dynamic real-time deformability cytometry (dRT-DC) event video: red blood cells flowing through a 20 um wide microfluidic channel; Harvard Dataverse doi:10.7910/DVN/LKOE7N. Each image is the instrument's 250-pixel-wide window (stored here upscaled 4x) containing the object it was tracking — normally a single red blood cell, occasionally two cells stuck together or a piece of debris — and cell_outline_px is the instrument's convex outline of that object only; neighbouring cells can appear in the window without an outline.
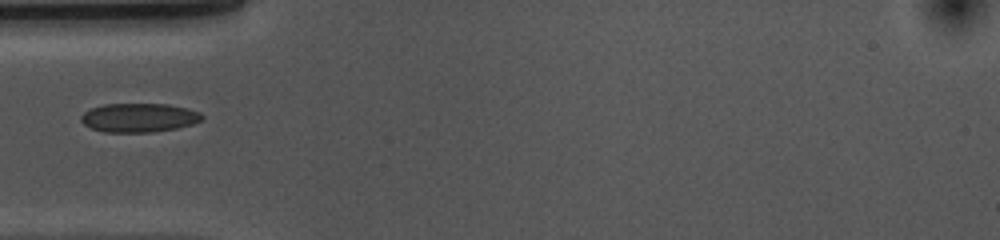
{"species": "common noctule bat (a hibernating species)", "species_latin": "Nyctalus noctula", "temperature_condition": "cold", "stored_images_in_passage": 38, "camera_frame_rate_fps": 3000, "um_per_image_px": 0.085, "animal": {"sex": "female", "body_mass_g": 10.0, "forearm_length_mm": 53.1}, "frame": {"image": 1, "passage_image": 1, "time_ms": 0.0, "image_size_px": [1000, 240], "cell_outline_px": [[204, 120], [192, 124], [176, 128], [152, 132], [104, 132], [92, 128], [84, 124], [80, 120], [80, 116], [84, 112], [92, 108], [104, 104], [168, 104], [188, 108], [200, 112], [204, 116]], "centroid_in_image_um": [11.84, 10.0], "position_along_channel_um": 73.2, "area_um2": 20.46}}
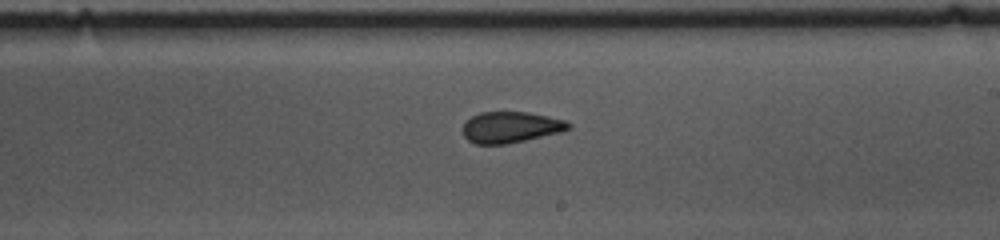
{"frame": {"image": 2, "passage_image": 15, "time_ms": 4.667, "image_size_px": [1000, 240], "cell_outline_px": [[572, 128], [560, 132], [524, 140], [504, 144], [476, 144], [468, 140], [464, 136], [464, 124], [472, 116], [480, 112], [528, 112], [564, 120], [572, 124]], "centroid_in_image_um": [43.42, 10.81], "position_along_channel_um": 245.6, "area_um2": 18.9}}
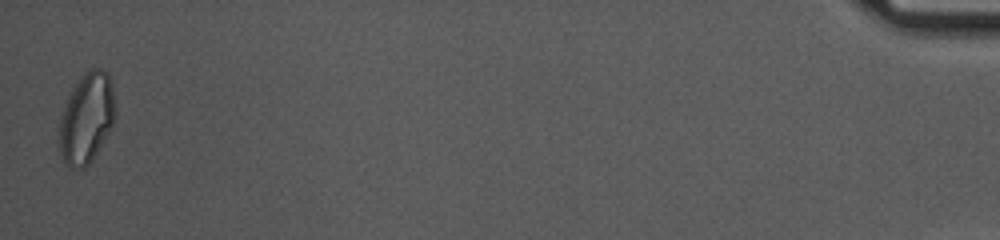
{"frame": {"image": 3, "passage_image": 38, "time_ms": 12.333, "image_size_px": [1000, 240], "cell_outline_px": [[116, 116], [108, 132], [92, 160], [84, 168], [68, 168], [64, 164], [60, 152], [60, 116], [68, 96], [84, 72], [92, 68], [104, 68], [108, 72], [116, 104]], "centroid_in_image_um": [7.37, 10.03], "position_along_channel_um": 427.8, "area_um2": 29.42}}